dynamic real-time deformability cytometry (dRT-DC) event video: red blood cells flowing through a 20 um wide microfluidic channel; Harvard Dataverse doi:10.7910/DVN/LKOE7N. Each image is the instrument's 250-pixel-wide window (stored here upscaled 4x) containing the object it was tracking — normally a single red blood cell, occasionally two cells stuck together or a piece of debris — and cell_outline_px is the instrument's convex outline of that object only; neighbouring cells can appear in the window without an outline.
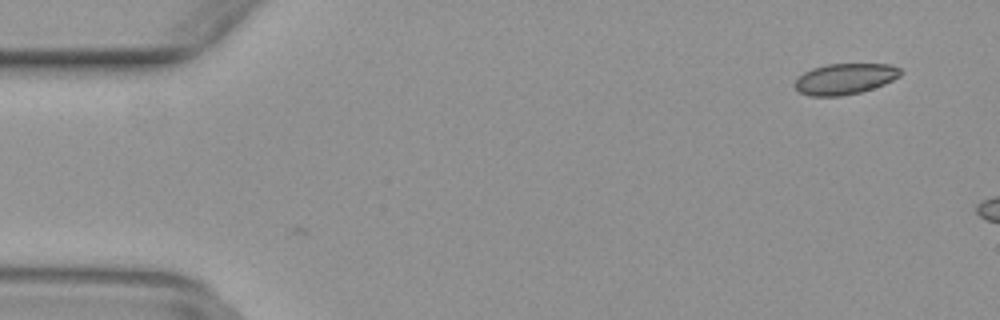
{"species": "common noctule bat (a hibernating species)", "species_latin": "Nyctalus noctula", "temperature_condition": "warm", "stored_images_in_passage": 2, "camera_frame_rate_fps": 3000, "um_per_image_px": 0.085, "animal": {"sex": "female", "body_mass_g": 29.2, "forearm_length_mm": 56.3}, "frame": {"image": 1, "passage_image": 1, "time_ms": 0.0, "image_size_px": [1000, 320], "cell_outline_px": [[904, 72], [900, 76], [884, 84], [860, 92], [840, 96], [808, 96], [800, 92], [792, 84], [796, 76], [812, 68], [828, 64], [892, 64], [900, 68]], "centroid_in_image_um": [71.79, 6.7], "position_along_channel_um": 13.2, "area_um2": 19.25}}